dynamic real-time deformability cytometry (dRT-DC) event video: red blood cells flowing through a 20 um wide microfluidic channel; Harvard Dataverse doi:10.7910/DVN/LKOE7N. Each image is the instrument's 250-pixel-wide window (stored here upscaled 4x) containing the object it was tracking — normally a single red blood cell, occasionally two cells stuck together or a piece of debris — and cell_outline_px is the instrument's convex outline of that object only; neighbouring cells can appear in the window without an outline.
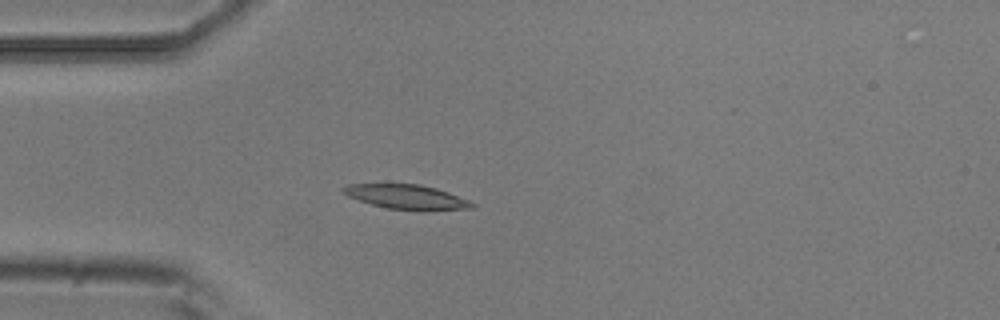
{"species": "common noctule bat (a hibernating species)", "species_latin": "Nyctalus noctula", "temperature_condition": "room temperature", "stored_images_in_passage": 3, "camera_frame_rate_fps": 3000, "um_per_image_px": 0.085, "animal": {"sex": "male", "body_mass_g": 20.5, "forearm_length_mm": 52.5}, "frame": {"image": 1, "passage_image": 3, "time_ms": 0.667, "image_size_px": [1000, 320], "cell_outline_px": [[476, 204], [472, 208], [424, 212], [420, 212], [388, 208], [372, 204], [348, 196], [340, 188], [348, 184], [420, 184], [436, 188], [448, 192], [468, 200]], "centroid_in_image_um": [34.61, 16.76], "position_along_channel_um": 50.4, "area_um2": 18.61}}